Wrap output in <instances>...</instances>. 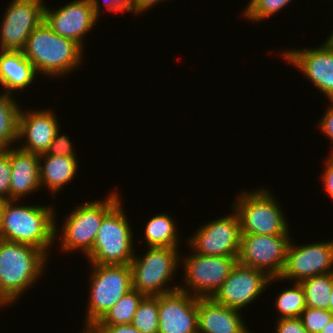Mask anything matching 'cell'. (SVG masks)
I'll return each mask as SVG.
<instances>
[{
  "instance_id": "1",
  "label": "cell",
  "mask_w": 333,
  "mask_h": 333,
  "mask_svg": "<svg viewBox=\"0 0 333 333\" xmlns=\"http://www.w3.org/2000/svg\"><path fill=\"white\" fill-rule=\"evenodd\" d=\"M15 203L17 200H5L2 206L0 238L34 246L48 256L49 248L58 235L54 208L51 205Z\"/></svg>"
},
{
  "instance_id": "2",
  "label": "cell",
  "mask_w": 333,
  "mask_h": 333,
  "mask_svg": "<svg viewBox=\"0 0 333 333\" xmlns=\"http://www.w3.org/2000/svg\"><path fill=\"white\" fill-rule=\"evenodd\" d=\"M46 261L42 250L0 238V308L11 306L37 282Z\"/></svg>"
},
{
  "instance_id": "3",
  "label": "cell",
  "mask_w": 333,
  "mask_h": 333,
  "mask_svg": "<svg viewBox=\"0 0 333 333\" xmlns=\"http://www.w3.org/2000/svg\"><path fill=\"white\" fill-rule=\"evenodd\" d=\"M83 51L78 43L55 33L44 20L31 32L23 49L37 74L48 77L67 75L82 65Z\"/></svg>"
},
{
  "instance_id": "4",
  "label": "cell",
  "mask_w": 333,
  "mask_h": 333,
  "mask_svg": "<svg viewBox=\"0 0 333 333\" xmlns=\"http://www.w3.org/2000/svg\"><path fill=\"white\" fill-rule=\"evenodd\" d=\"M252 191H242L232 204L238 214L241 235L289 234L288 221L274 196L265 188Z\"/></svg>"
},
{
  "instance_id": "5",
  "label": "cell",
  "mask_w": 333,
  "mask_h": 333,
  "mask_svg": "<svg viewBox=\"0 0 333 333\" xmlns=\"http://www.w3.org/2000/svg\"><path fill=\"white\" fill-rule=\"evenodd\" d=\"M121 200L104 216L95 243L86 256L89 264L129 265L134 258L133 232Z\"/></svg>"
},
{
  "instance_id": "6",
  "label": "cell",
  "mask_w": 333,
  "mask_h": 333,
  "mask_svg": "<svg viewBox=\"0 0 333 333\" xmlns=\"http://www.w3.org/2000/svg\"><path fill=\"white\" fill-rule=\"evenodd\" d=\"M143 256L134 255L130 265L133 289L144 296L157 297L179 290L180 286H169L178 271L180 257L176 247H148ZM167 286V287H166Z\"/></svg>"
},
{
  "instance_id": "7",
  "label": "cell",
  "mask_w": 333,
  "mask_h": 333,
  "mask_svg": "<svg viewBox=\"0 0 333 333\" xmlns=\"http://www.w3.org/2000/svg\"><path fill=\"white\" fill-rule=\"evenodd\" d=\"M120 200L118 193L113 191L105 200L84 202L76 207L62 224L60 249L65 253L81 250L87 256L93 248L104 216Z\"/></svg>"
},
{
  "instance_id": "8",
  "label": "cell",
  "mask_w": 333,
  "mask_h": 333,
  "mask_svg": "<svg viewBox=\"0 0 333 333\" xmlns=\"http://www.w3.org/2000/svg\"><path fill=\"white\" fill-rule=\"evenodd\" d=\"M86 325H96L110 308L133 289L130 265L91 264Z\"/></svg>"
},
{
  "instance_id": "9",
  "label": "cell",
  "mask_w": 333,
  "mask_h": 333,
  "mask_svg": "<svg viewBox=\"0 0 333 333\" xmlns=\"http://www.w3.org/2000/svg\"><path fill=\"white\" fill-rule=\"evenodd\" d=\"M191 253L183 262L186 286L182 285L179 290L198 298H211L230 275L238 257Z\"/></svg>"
},
{
  "instance_id": "10",
  "label": "cell",
  "mask_w": 333,
  "mask_h": 333,
  "mask_svg": "<svg viewBox=\"0 0 333 333\" xmlns=\"http://www.w3.org/2000/svg\"><path fill=\"white\" fill-rule=\"evenodd\" d=\"M292 239L283 235H241L238 262L262 270L270 278L280 277Z\"/></svg>"
},
{
  "instance_id": "11",
  "label": "cell",
  "mask_w": 333,
  "mask_h": 333,
  "mask_svg": "<svg viewBox=\"0 0 333 333\" xmlns=\"http://www.w3.org/2000/svg\"><path fill=\"white\" fill-rule=\"evenodd\" d=\"M43 0H12L3 15L0 50L23 52L31 32L44 20Z\"/></svg>"
},
{
  "instance_id": "12",
  "label": "cell",
  "mask_w": 333,
  "mask_h": 333,
  "mask_svg": "<svg viewBox=\"0 0 333 333\" xmlns=\"http://www.w3.org/2000/svg\"><path fill=\"white\" fill-rule=\"evenodd\" d=\"M223 216L202 225L187 245L194 253L209 256L238 257L241 241V227L237 212Z\"/></svg>"
},
{
  "instance_id": "13",
  "label": "cell",
  "mask_w": 333,
  "mask_h": 333,
  "mask_svg": "<svg viewBox=\"0 0 333 333\" xmlns=\"http://www.w3.org/2000/svg\"><path fill=\"white\" fill-rule=\"evenodd\" d=\"M98 1L74 0L55 11L45 6L44 21L55 33L84 49V36L92 30L101 14Z\"/></svg>"
},
{
  "instance_id": "14",
  "label": "cell",
  "mask_w": 333,
  "mask_h": 333,
  "mask_svg": "<svg viewBox=\"0 0 333 333\" xmlns=\"http://www.w3.org/2000/svg\"><path fill=\"white\" fill-rule=\"evenodd\" d=\"M279 279L280 277L270 278L262 270L237 262L228 278L211 298L221 305L241 311L256 300L270 283Z\"/></svg>"
},
{
  "instance_id": "15",
  "label": "cell",
  "mask_w": 333,
  "mask_h": 333,
  "mask_svg": "<svg viewBox=\"0 0 333 333\" xmlns=\"http://www.w3.org/2000/svg\"><path fill=\"white\" fill-rule=\"evenodd\" d=\"M282 58L298 68L329 101H333V35L320 47L282 52Z\"/></svg>"
},
{
  "instance_id": "16",
  "label": "cell",
  "mask_w": 333,
  "mask_h": 333,
  "mask_svg": "<svg viewBox=\"0 0 333 333\" xmlns=\"http://www.w3.org/2000/svg\"><path fill=\"white\" fill-rule=\"evenodd\" d=\"M327 273H333V240L295 245L292 241L280 281H301Z\"/></svg>"
},
{
  "instance_id": "17",
  "label": "cell",
  "mask_w": 333,
  "mask_h": 333,
  "mask_svg": "<svg viewBox=\"0 0 333 333\" xmlns=\"http://www.w3.org/2000/svg\"><path fill=\"white\" fill-rule=\"evenodd\" d=\"M158 333H198V297L181 290L159 296Z\"/></svg>"
},
{
  "instance_id": "18",
  "label": "cell",
  "mask_w": 333,
  "mask_h": 333,
  "mask_svg": "<svg viewBox=\"0 0 333 333\" xmlns=\"http://www.w3.org/2000/svg\"><path fill=\"white\" fill-rule=\"evenodd\" d=\"M57 119L50 109L21 110L17 140L26 142L18 148L38 155L46 153L60 128Z\"/></svg>"
},
{
  "instance_id": "19",
  "label": "cell",
  "mask_w": 333,
  "mask_h": 333,
  "mask_svg": "<svg viewBox=\"0 0 333 333\" xmlns=\"http://www.w3.org/2000/svg\"><path fill=\"white\" fill-rule=\"evenodd\" d=\"M10 200H20L41 189L40 155L10 147ZM35 191V192H34Z\"/></svg>"
},
{
  "instance_id": "20",
  "label": "cell",
  "mask_w": 333,
  "mask_h": 333,
  "mask_svg": "<svg viewBox=\"0 0 333 333\" xmlns=\"http://www.w3.org/2000/svg\"><path fill=\"white\" fill-rule=\"evenodd\" d=\"M240 310L198 298V333H243L245 326Z\"/></svg>"
},
{
  "instance_id": "21",
  "label": "cell",
  "mask_w": 333,
  "mask_h": 333,
  "mask_svg": "<svg viewBox=\"0 0 333 333\" xmlns=\"http://www.w3.org/2000/svg\"><path fill=\"white\" fill-rule=\"evenodd\" d=\"M37 72L23 52H0V85L5 93L13 94L30 86Z\"/></svg>"
},
{
  "instance_id": "22",
  "label": "cell",
  "mask_w": 333,
  "mask_h": 333,
  "mask_svg": "<svg viewBox=\"0 0 333 333\" xmlns=\"http://www.w3.org/2000/svg\"><path fill=\"white\" fill-rule=\"evenodd\" d=\"M77 168V156L40 155V185L54 194L74 180Z\"/></svg>"
},
{
  "instance_id": "23",
  "label": "cell",
  "mask_w": 333,
  "mask_h": 333,
  "mask_svg": "<svg viewBox=\"0 0 333 333\" xmlns=\"http://www.w3.org/2000/svg\"><path fill=\"white\" fill-rule=\"evenodd\" d=\"M21 107L12 94H0V149H9L18 143L19 115Z\"/></svg>"
},
{
  "instance_id": "24",
  "label": "cell",
  "mask_w": 333,
  "mask_h": 333,
  "mask_svg": "<svg viewBox=\"0 0 333 333\" xmlns=\"http://www.w3.org/2000/svg\"><path fill=\"white\" fill-rule=\"evenodd\" d=\"M176 222L171 216L158 214L153 216L146 224L144 237L148 247H176L178 248Z\"/></svg>"
},
{
  "instance_id": "25",
  "label": "cell",
  "mask_w": 333,
  "mask_h": 333,
  "mask_svg": "<svg viewBox=\"0 0 333 333\" xmlns=\"http://www.w3.org/2000/svg\"><path fill=\"white\" fill-rule=\"evenodd\" d=\"M305 292L306 307L329 309L330 295L333 290V273L307 278L300 282Z\"/></svg>"
},
{
  "instance_id": "26",
  "label": "cell",
  "mask_w": 333,
  "mask_h": 333,
  "mask_svg": "<svg viewBox=\"0 0 333 333\" xmlns=\"http://www.w3.org/2000/svg\"><path fill=\"white\" fill-rule=\"evenodd\" d=\"M145 296L136 289L122 296L96 325L131 324L139 303Z\"/></svg>"
},
{
  "instance_id": "27",
  "label": "cell",
  "mask_w": 333,
  "mask_h": 333,
  "mask_svg": "<svg viewBox=\"0 0 333 333\" xmlns=\"http://www.w3.org/2000/svg\"><path fill=\"white\" fill-rule=\"evenodd\" d=\"M294 286L282 290L275 299V308L279 311L280 318L300 317L306 308L305 292L300 283L295 282Z\"/></svg>"
},
{
  "instance_id": "28",
  "label": "cell",
  "mask_w": 333,
  "mask_h": 333,
  "mask_svg": "<svg viewBox=\"0 0 333 333\" xmlns=\"http://www.w3.org/2000/svg\"><path fill=\"white\" fill-rule=\"evenodd\" d=\"M159 296H145L139 303L131 324L142 333H158Z\"/></svg>"
},
{
  "instance_id": "29",
  "label": "cell",
  "mask_w": 333,
  "mask_h": 333,
  "mask_svg": "<svg viewBox=\"0 0 333 333\" xmlns=\"http://www.w3.org/2000/svg\"><path fill=\"white\" fill-rule=\"evenodd\" d=\"M292 0H250L244 8V17L253 22H260L287 7Z\"/></svg>"
},
{
  "instance_id": "30",
  "label": "cell",
  "mask_w": 333,
  "mask_h": 333,
  "mask_svg": "<svg viewBox=\"0 0 333 333\" xmlns=\"http://www.w3.org/2000/svg\"><path fill=\"white\" fill-rule=\"evenodd\" d=\"M332 317L329 310L306 307L300 319L308 333H320Z\"/></svg>"
},
{
  "instance_id": "31",
  "label": "cell",
  "mask_w": 333,
  "mask_h": 333,
  "mask_svg": "<svg viewBox=\"0 0 333 333\" xmlns=\"http://www.w3.org/2000/svg\"><path fill=\"white\" fill-rule=\"evenodd\" d=\"M10 182V148L0 149V197L4 200H10Z\"/></svg>"
},
{
  "instance_id": "32",
  "label": "cell",
  "mask_w": 333,
  "mask_h": 333,
  "mask_svg": "<svg viewBox=\"0 0 333 333\" xmlns=\"http://www.w3.org/2000/svg\"><path fill=\"white\" fill-rule=\"evenodd\" d=\"M72 142L69 136L60 134V129L56 132V135L49 145L46 153L41 155H57V156H77L73 150Z\"/></svg>"
},
{
  "instance_id": "33",
  "label": "cell",
  "mask_w": 333,
  "mask_h": 333,
  "mask_svg": "<svg viewBox=\"0 0 333 333\" xmlns=\"http://www.w3.org/2000/svg\"><path fill=\"white\" fill-rule=\"evenodd\" d=\"M276 321L275 333H308L300 317L280 318Z\"/></svg>"
},
{
  "instance_id": "34",
  "label": "cell",
  "mask_w": 333,
  "mask_h": 333,
  "mask_svg": "<svg viewBox=\"0 0 333 333\" xmlns=\"http://www.w3.org/2000/svg\"><path fill=\"white\" fill-rule=\"evenodd\" d=\"M331 106L326 108V112L324 113L322 120L318 122V127L321 132H323L327 138L330 139L331 144L333 145V101H330ZM329 154H333V150L331 149Z\"/></svg>"
},
{
  "instance_id": "35",
  "label": "cell",
  "mask_w": 333,
  "mask_h": 333,
  "mask_svg": "<svg viewBox=\"0 0 333 333\" xmlns=\"http://www.w3.org/2000/svg\"><path fill=\"white\" fill-rule=\"evenodd\" d=\"M325 162L321 180L325 187V192L333 200V154H330Z\"/></svg>"
},
{
  "instance_id": "36",
  "label": "cell",
  "mask_w": 333,
  "mask_h": 333,
  "mask_svg": "<svg viewBox=\"0 0 333 333\" xmlns=\"http://www.w3.org/2000/svg\"><path fill=\"white\" fill-rule=\"evenodd\" d=\"M104 3L108 9V12L112 11L118 13L121 11H128L133 13V0H105Z\"/></svg>"
},
{
  "instance_id": "37",
  "label": "cell",
  "mask_w": 333,
  "mask_h": 333,
  "mask_svg": "<svg viewBox=\"0 0 333 333\" xmlns=\"http://www.w3.org/2000/svg\"><path fill=\"white\" fill-rule=\"evenodd\" d=\"M100 333H142L132 324L96 325Z\"/></svg>"
},
{
  "instance_id": "38",
  "label": "cell",
  "mask_w": 333,
  "mask_h": 333,
  "mask_svg": "<svg viewBox=\"0 0 333 333\" xmlns=\"http://www.w3.org/2000/svg\"><path fill=\"white\" fill-rule=\"evenodd\" d=\"M164 0H133V14L144 13L148 11L153 5Z\"/></svg>"
},
{
  "instance_id": "39",
  "label": "cell",
  "mask_w": 333,
  "mask_h": 333,
  "mask_svg": "<svg viewBox=\"0 0 333 333\" xmlns=\"http://www.w3.org/2000/svg\"><path fill=\"white\" fill-rule=\"evenodd\" d=\"M81 333H100L99 329L96 325H85V329H83Z\"/></svg>"
},
{
  "instance_id": "40",
  "label": "cell",
  "mask_w": 333,
  "mask_h": 333,
  "mask_svg": "<svg viewBox=\"0 0 333 333\" xmlns=\"http://www.w3.org/2000/svg\"><path fill=\"white\" fill-rule=\"evenodd\" d=\"M320 333H333V317L327 323V325L321 330Z\"/></svg>"
},
{
  "instance_id": "41",
  "label": "cell",
  "mask_w": 333,
  "mask_h": 333,
  "mask_svg": "<svg viewBox=\"0 0 333 333\" xmlns=\"http://www.w3.org/2000/svg\"><path fill=\"white\" fill-rule=\"evenodd\" d=\"M332 315H333V290H332V293L330 295V300H329V309H328Z\"/></svg>"
},
{
  "instance_id": "42",
  "label": "cell",
  "mask_w": 333,
  "mask_h": 333,
  "mask_svg": "<svg viewBox=\"0 0 333 333\" xmlns=\"http://www.w3.org/2000/svg\"><path fill=\"white\" fill-rule=\"evenodd\" d=\"M4 202H5V200L0 197V217H1V210H2V206H3Z\"/></svg>"
},
{
  "instance_id": "43",
  "label": "cell",
  "mask_w": 333,
  "mask_h": 333,
  "mask_svg": "<svg viewBox=\"0 0 333 333\" xmlns=\"http://www.w3.org/2000/svg\"><path fill=\"white\" fill-rule=\"evenodd\" d=\"M249 330H250V329H247V328H246V330H245L243 333H251Z\"/></svg>"
}]
</instances>
